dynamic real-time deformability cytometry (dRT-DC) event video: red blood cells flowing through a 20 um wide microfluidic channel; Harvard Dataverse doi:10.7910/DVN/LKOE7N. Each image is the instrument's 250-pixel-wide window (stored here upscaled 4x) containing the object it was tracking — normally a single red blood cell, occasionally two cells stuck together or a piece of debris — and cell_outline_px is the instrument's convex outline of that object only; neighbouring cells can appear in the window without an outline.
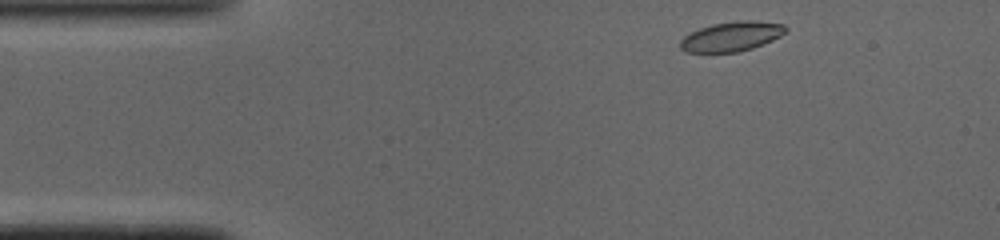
{"species": "common noctule bat (a hibernating species)", "species_latin": "Nyctalus noctula", "temperature_condition": "cold", "stored_images_in_passage": 7, "camera_frame_rate_fps": 3000, "um_per_image_px": 0.085, "animal": {"sex": "male", "body_mass_g": 19.0, "forearm_length_mm": 50.8}, "frame": {"image": 1, "passage_image": 1, "time_ms": 0.0, "image_size_px": [1000, 240], "cell_outline_px": [[788, 28], [780, 36], [772, 40], [752, 48], [736, 52], [688, 52], [680, 48], [680, 40], [684, 36], [700, 28], [712, 24], [744, 20], [756, 20], [784, 24]], "centroid_in_image_um": [62.19, 3.09], "position_along_channel_um": 22.8, "area_um2": 18.03}}